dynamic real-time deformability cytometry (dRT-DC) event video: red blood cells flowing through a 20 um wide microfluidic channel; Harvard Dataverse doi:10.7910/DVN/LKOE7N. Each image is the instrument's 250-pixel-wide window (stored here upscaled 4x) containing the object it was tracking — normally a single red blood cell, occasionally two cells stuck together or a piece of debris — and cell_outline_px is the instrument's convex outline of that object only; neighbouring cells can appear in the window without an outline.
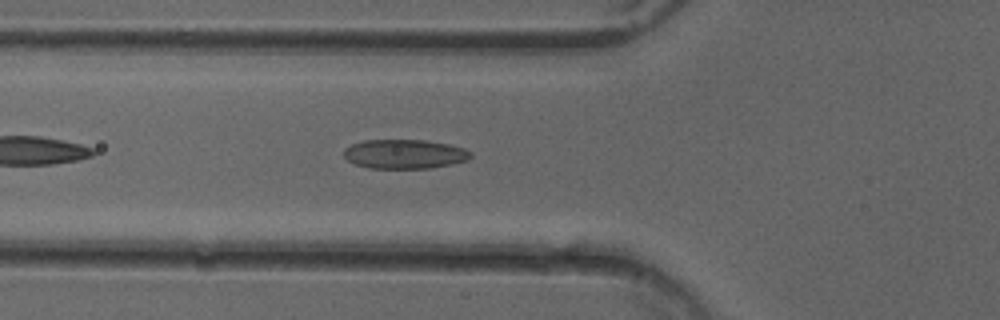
{"species": "common noctule bat (a hibernating species)", "species_latin": "Nyctalus noctula", "temperature_condition": "cold", "stored_images_in_passage": 38, "camera_frame_rate_fps": 3000, "um_per_image_px": 0.085, "animal": {"sex": "female"}, "frame": {"image": 1, "passage_image": 5, "time_ms": 1.333, "image_size_px": [1000, 320], "cell_outline_px": [[472, 156], [468, 160], [452, 164], [428, 168], [368, 168], [356, 164], [348, 160], [344, 156], [344, 148], [352, 144], [364, 140], [424, 140], [448, 144], [464, 148], [472, 152]], "centroid_in_image_um": [34.4, 13.09], "position_along_channel_um": 91.4, "area_um2": 21.62}}
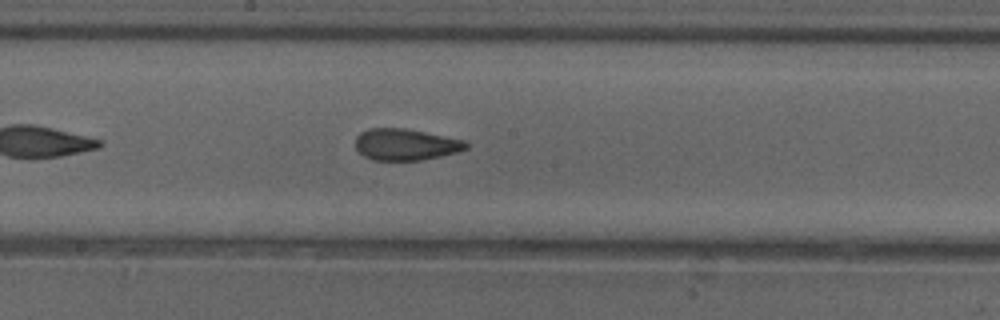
{"frame": {"image": 2, "passage_image": 14, "time_ms": 4.333, "image_size_px": [1000, 320], "cell_outline_px": [[468, 148], [456, 152], [440, 156], [420, 160], [372, 160], [364, 156], [356, 148], [356, 136], [360, 132], [368, 128], [404, 128], [464, 140], [468, 144]], "centroid_in_image_um": [34.45, 12.28], "position_along_channel_um": 213.8, "area_um2": 20.17}}
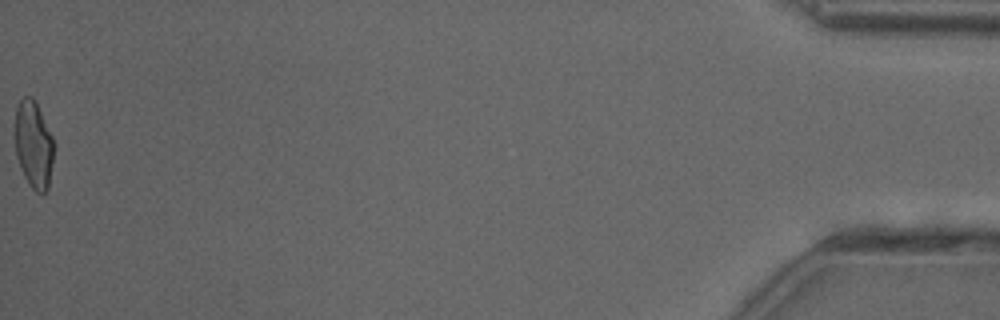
{"frame": {"image": 3, "passage_image": 38, "time_ms": 12.333, "image_size_px": [1000, 320], "cell_outline_px": [[56, 148], [48, 188], [44, 192], [36, 192], [28, 184], [20, 168], [16, 156], [16, 108], [20, 100], [24, 96], [32, 96], [36, 100], [56, 144]], "centroid_in_image_um": [2.9, 12.29], "position_along_channel_um": 432.3, "area_um2": 20.17}, "authors_computed_cell_mechanics": {"area_um2": 20.3745, "velocity_mm_per_s": 4.0384, "shape_relaxation_time_tau1_ms": null, "shape_relaxation_time_tau2_ms": 1.597, "deformation_change_tau1": null, "deformation_change_tau2": 0.0773}}